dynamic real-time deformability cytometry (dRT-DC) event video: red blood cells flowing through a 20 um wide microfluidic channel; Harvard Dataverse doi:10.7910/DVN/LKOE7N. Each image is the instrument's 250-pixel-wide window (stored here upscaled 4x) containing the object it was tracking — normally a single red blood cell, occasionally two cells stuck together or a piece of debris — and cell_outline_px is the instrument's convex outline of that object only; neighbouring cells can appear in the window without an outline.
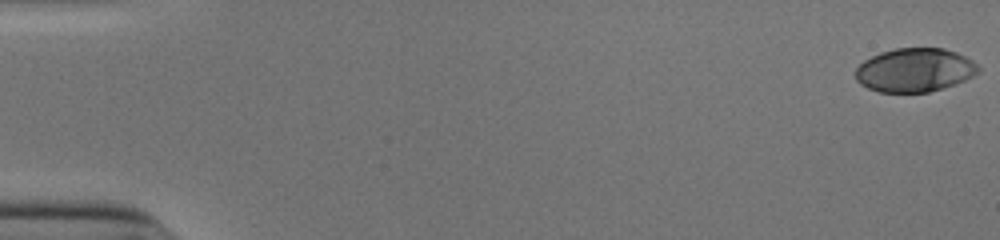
{"species": "human", "species_latin": "Homo sapiens", "temperature_condition": "cold", "stored_images_in_passage": 53, "camera_frame_rate_fps": 3000, "um_per_image_px": 0.085, "donor": {"sex": "male"}, "frame": {"image": 1, "passage_image": 1, "time_ms": 0.0, "image_size_px": [1000, 240], "cell_outline_px": [[980, 72], [956, 84], [928, 92], [880, 92], [868, 88], [860, 84], [856, 80], [856, 68], [864, 60], [880, 52], [896, 48], [944, 48], [956, 52], [972, 60], [980, 68]], "centroid_in_image_um": [77.75, 5.95], "position_along_channel_um": 7.2, "area_um2": 31.27}}
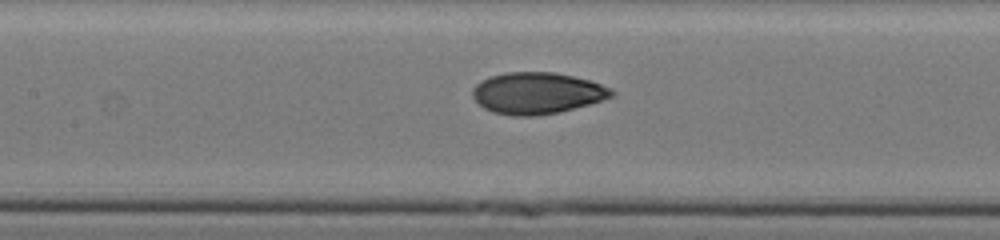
{"frame": {"image": 2, "passage_image": 26, "time_ms": 8.333, "image_size_px": [1000, 240], "cell_outline_px": [[616, 92], [612, 96], [588, 104], [560, 112], [536, 116], [512, 116], [492, 112], [484, 108], [472, 96], [472, 88], [480, 80], [488, 76], [504, 72], [556, 72], [588, 80], [612, 88]], "centroid_in_image_um": [45.61, 7.91], "position_along_channel_um": 161.8, "area_um2": 33.76}}
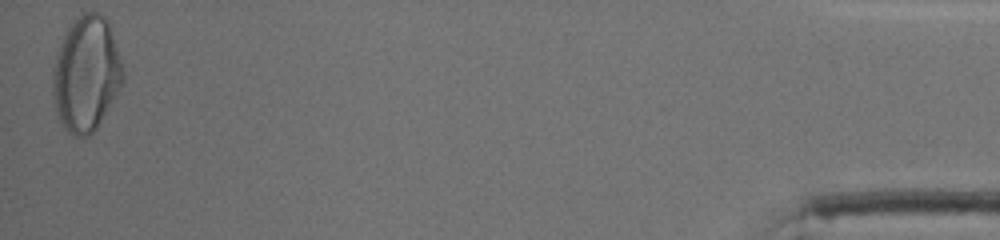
{"frame": {"image": 3, "passage_image": 53, "time_ms": 17.333, "image_size_px": [1000, 240], "cell_outline_px": [[124, 80], [96, 128], [88, 136], [80, 140], [72, 136], [64, 128], [56, 112], [52, 92], [52, 72], [56, 52], [60, 40], [68, 28], [80, 12], [100, 12], [108, 20], [124, 72]], "centroid_in_image_um": [7.29, 6.28], "position_along_channel_um": 427.9, "area_um2": 47.34}, "authors_computed_cell_mechanics": {"area_um2": 32.8882, "velocity_mm_per_s": 3.9169, "shape_relaxation_time_tau1_ms": 3.9627, "shape_relaxation_time_tau2_ms": 1.2406, "deformation_change_tau1": 0.1787, "deformation_change_tau2": 0.0556}}